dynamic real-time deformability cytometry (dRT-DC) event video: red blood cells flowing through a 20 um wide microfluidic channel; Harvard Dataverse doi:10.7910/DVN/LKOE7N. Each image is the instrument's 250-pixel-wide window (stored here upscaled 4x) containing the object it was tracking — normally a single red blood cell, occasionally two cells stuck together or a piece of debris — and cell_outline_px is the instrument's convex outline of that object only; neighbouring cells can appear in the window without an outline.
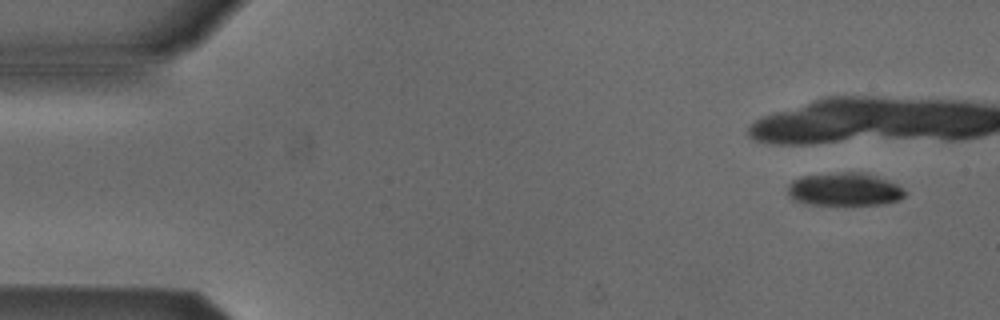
{"species": "Egyptian fruit bat (a non-hibernating species)", "species_latin": "Rousettus aegyptiacus", "temperature_condition": "cold", "stored_images_in_passage": 6, "camera_frame_rate_fps": 3000, "um_per_image_px": 0.085, "animal": {"sex": "male"}, "frame": {"image": 1, "passage_image": 1, "time_ms": 0.0, "image_size_px": [1000, 320], "cell_outline_px": [[908, 192], [900, 200], [884, 204], [808, 204], [792, 200], [788, 196], [788, 184], [792, 180], [804, 176], [844, 172], [860, 172], [896, 184]], "centroid_in_image_um": [71.75, 16.11], "position_along_channel_um": 13.2, "area_um2": 22.31}}